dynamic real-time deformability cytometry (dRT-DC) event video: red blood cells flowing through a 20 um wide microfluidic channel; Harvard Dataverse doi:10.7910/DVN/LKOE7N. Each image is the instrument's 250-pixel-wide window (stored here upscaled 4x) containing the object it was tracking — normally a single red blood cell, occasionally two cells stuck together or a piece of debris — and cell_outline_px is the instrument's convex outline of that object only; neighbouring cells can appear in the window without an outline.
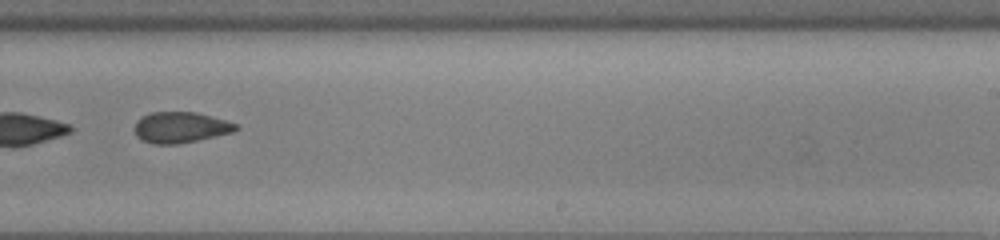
{"species": "common noctule bat (a hibernating species)", "species_latin": "Nyctalus noctula", "temperature_condition": "cold", "stored_images_in_passage": 31, "camera_frame_rate_fps": 3000, "um_per_image_px": 0.085, "animal": {"sex": "male", "body_mass_g": 13.0, "forearm_length_mm": 53.1}, "frame": {"image": 1, "passage_image": 18, "time_ms": 5.667, "image_size_px": [1000, 240], "cell_outline_px": [[240, 128], [232, 132], [196, 140], [176, 144], [152, 144], [140, 140], [136, 136], [132, 128], [136, 120], [140, 116], [152, 112], [196, 112], [228, 120], [236, 124]], "centroid_in_image_um": [15.28, 10.82], "position_along_channel_um": 273.7, "area_um2": 18.5}, "authors_computed_cell_mechanics": {"area_um2": 18.5538, "velocity_mm_per_s": 3.8761, "shape_relaxation_time_tau1_ms": null, "shape_relaxation_time_tau2_ms": 3.1015, "deformation_change_tau1": null, "deformation_change_tau2": 0.0589}}